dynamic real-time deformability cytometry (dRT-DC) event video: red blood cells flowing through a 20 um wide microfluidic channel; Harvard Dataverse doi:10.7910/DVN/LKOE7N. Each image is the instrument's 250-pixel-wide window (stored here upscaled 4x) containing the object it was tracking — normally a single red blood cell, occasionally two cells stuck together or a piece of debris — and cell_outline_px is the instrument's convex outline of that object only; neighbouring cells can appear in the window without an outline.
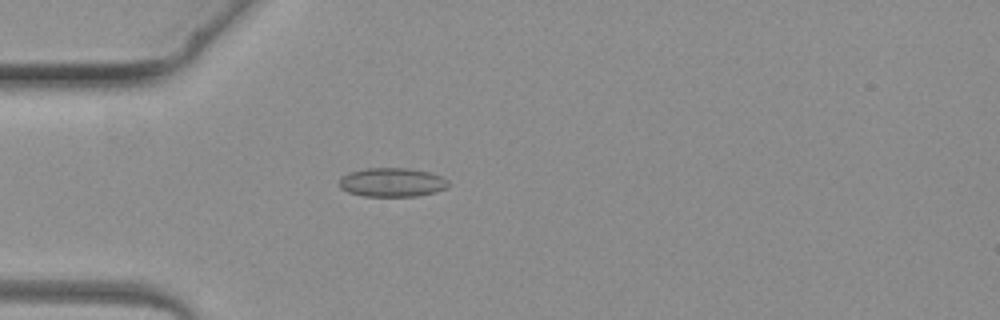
{"species": "common noctule bat (a hibernating species)", "species_latin": "Nyctalus noctula", "temperature_condition": "warm", "stored_images_in_passage": 1, "camera_frame_rate_fps": 3000, "um_per_image_px": 0.085, "animal": {"sex": "female", "body_mass_g": 19.3, "forearm_length_mm": 54.1}, "frame": {"image": 1, "passage_image": 1, "time_ms": 0.0, "image_size_px": [1000, 320], "cell_outline_px": [[448, 188], [436, 192], [416, 196], [364, 196], [348, 192], [340, 188], [340, 180], [344, 176], [352, 172], [368, 168], [408, 168], [432, 172], [448, 180]], "centroid_in_image_um": [33.38, 15.5], "position_along_channel_um": 51.6, "area_um2": 18.32}}